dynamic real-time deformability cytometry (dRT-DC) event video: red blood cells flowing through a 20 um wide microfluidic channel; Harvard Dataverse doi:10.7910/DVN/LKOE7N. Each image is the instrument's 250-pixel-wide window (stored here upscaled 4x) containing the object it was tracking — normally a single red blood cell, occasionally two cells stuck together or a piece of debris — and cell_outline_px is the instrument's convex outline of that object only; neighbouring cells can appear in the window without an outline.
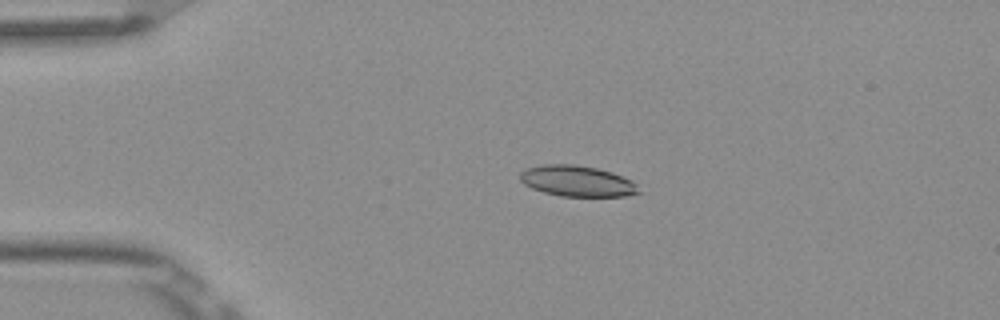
{"species": "Egyptian fruit bat (a non-hibernating species)", "species_latin": "Rousettus aegyptiacus", "temperature_condition": "room temperature", "stored_images_in_passage": 5, "camera_frame_rate_fps": 3000, "um_per_image_px": 0.085, "frame": {"image": 1, "passage_image": 4, "time_ms": 1.0, "image_size_px": [1000, 320], "cell_outline_px": [[640, 192], [624, 196], [560, 196], [544, 192], [532, 188], [524, 184], [520, 180], [520, 172], [528, 168], [544, 164], [572, 164], [596, 168], [612, 172], [632, 180], [636, 184]], "centroid_in_image_um": [49.05, 15.39], "position_along_channel_um": 36.0, "area_um2": 21.21}}